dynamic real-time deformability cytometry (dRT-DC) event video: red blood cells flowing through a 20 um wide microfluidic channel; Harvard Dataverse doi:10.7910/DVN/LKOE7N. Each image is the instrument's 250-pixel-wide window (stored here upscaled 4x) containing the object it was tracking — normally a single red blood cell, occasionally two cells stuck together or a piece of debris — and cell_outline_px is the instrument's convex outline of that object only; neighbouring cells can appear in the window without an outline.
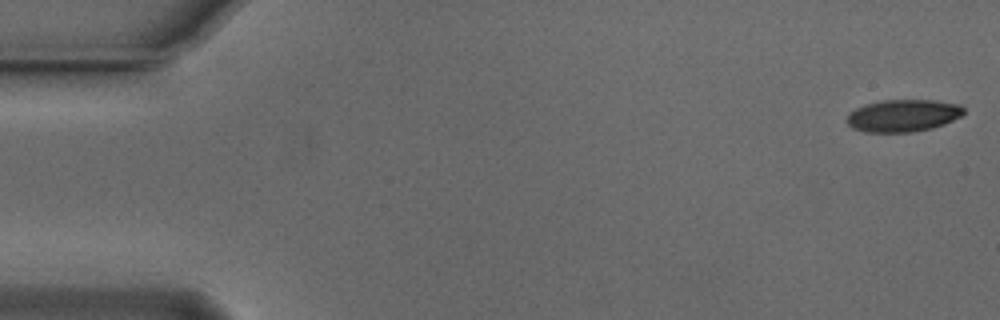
{"species": "Egyptian fruit bat (a non-hibernating species)", "species_latin": "Rousettus aegyptiacus", "temperature_condition": "cold", "stored_images_in_passage": 13, "camera_frame_rate_fps": 3000, "um_per_image_px": 0.085, "animal": {"sex": "male"}, "frame": {"image": 1, "passage_image": 1, "time_ms": 0.0, "image_size_px": [1000, 320], "cell_outline_px": [[964, 112], [960, 116], [944, 124], [932, 128], [912, 132], [864, 132], [852, 128], [844, 120], [848, 112], [864, 104], [884, 100], [932, 100], [960, 104], [964, 108]], "centroid_in_image_um": [76.71, 9.82], "position_along_channel_um": 8.3, "area_um2": 22.14}}